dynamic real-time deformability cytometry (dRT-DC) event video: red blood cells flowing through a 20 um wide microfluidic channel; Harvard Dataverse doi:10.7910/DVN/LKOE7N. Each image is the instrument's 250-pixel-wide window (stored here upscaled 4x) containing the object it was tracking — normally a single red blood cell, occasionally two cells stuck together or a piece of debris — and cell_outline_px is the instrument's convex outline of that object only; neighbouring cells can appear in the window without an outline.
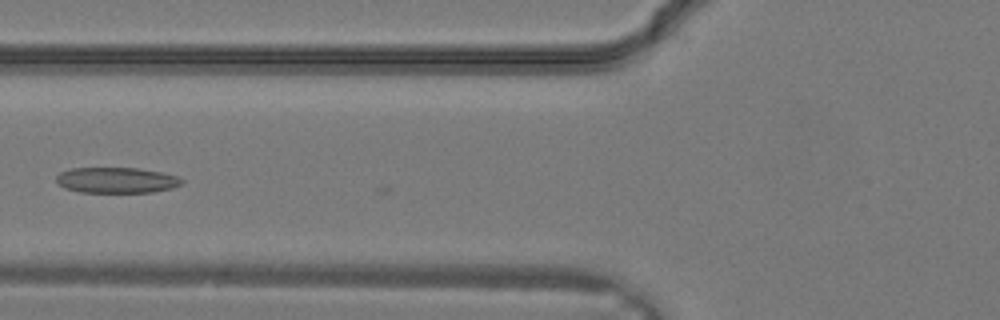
{"species": "common noctule bat (a hibernating species)", "species_latin": "Nyctalus noctula", "temperature_condition": "warm", "stored_images_in_passage": 12, "camera_frame_rate_fps": 3000, "um_per_image_px": 0.085, "animal": {"sex": "male", "body_mass_g": 19.2, "forearm_length_mm": 51.8}, "frame": {"image": 1, "passage_image": 9, "time_ms": 2.667, "image_size_px": [1000, 320], "cell_outline_px": [[184, 180], [180, 184], [172, 188], [152, 192], [80, 192], [64, 188], [56, 180], [56, 176], [60, 172], [72, 168], [136, 168], [160, 172], [176, 176]], "centroid_in_image_um": [9.88, 15.31], "position_along_channel_um": 115.9, "area_um2": 18.61}}
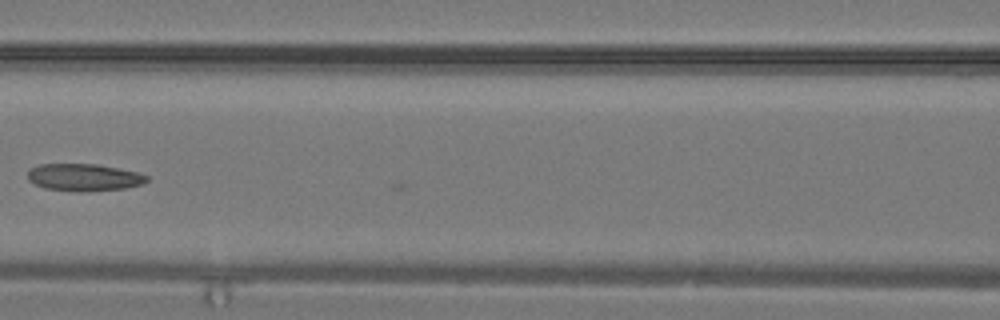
{"frame": {"image": 2, "passage_image": 11, "time_ms": 3.333, "image_size_px": [1000, 320], "cell_outline_px": [[148, 180], [144, 184], [124, 188], [80, 192], [44, 188], [28, 180], [28, 168], [40, 164], [96, 164], [136, 172], [148, 176]], "centroid_in_image_um": [7.11, 15.07], "position_along_channel_um": 159.5, "area_um2": 18.84}}